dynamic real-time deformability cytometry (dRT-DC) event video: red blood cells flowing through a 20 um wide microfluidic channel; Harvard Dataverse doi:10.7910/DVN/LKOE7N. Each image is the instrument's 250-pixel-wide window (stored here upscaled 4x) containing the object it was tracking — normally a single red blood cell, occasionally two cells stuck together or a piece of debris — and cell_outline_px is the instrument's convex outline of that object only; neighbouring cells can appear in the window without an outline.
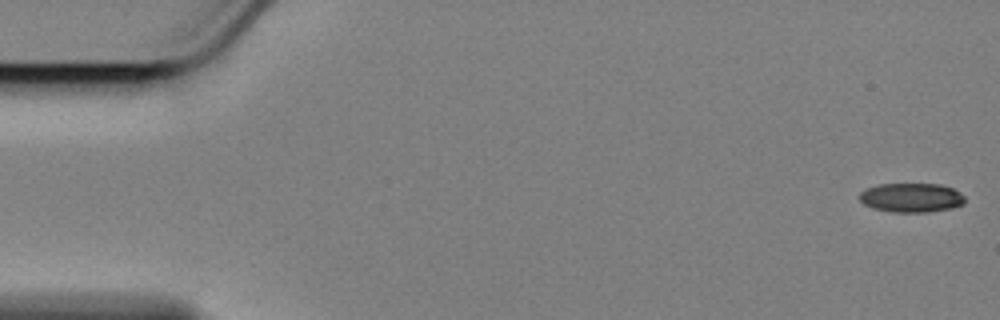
{"species": "Egyptian fruit bat (a non-hibernating species)", "species_latin": "Rousettus aegyptiacus", "temperature_condition": "cold", "stored_images_in_passage": 58, "camera_frame_rate_fps": 3000, "um_per_image_px": 0.085, "animal": {"sex": "female"}, "frame": {"image": 1, "passage_image": 1, "time_ms": 0.0, "image_size_px": [1000, 320], "cell_outline_px": [[964, 204], [952, 208], [928, 212], [892, 212], [872, 208], [864, 204], [860, 200], [860, 192], [868, 188], [880, 184], [940, 184], [952, 188], [960, 192], [964, 196]], "centroid_in_image_um": [77.48, 16.8], "position_along_channel_um": 7.5, "area_um2": 17.92}}
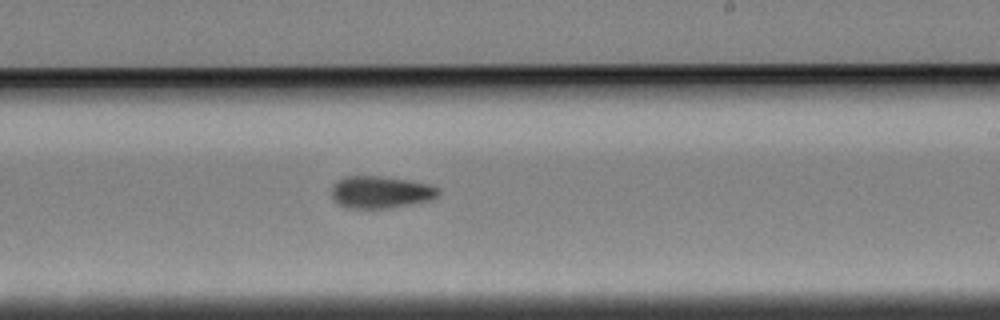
{"frame": {"image": 2, "passage_image": 34, "time_ms": 11.0, "image_size_px": [1000, 320], "cell_outline_px": [[440, 192], [436, 196], [428, 200], [412, 204], [388, 208], [348, 208], [332, 200], [332, 184], [348, 176], [376, 176], [404, 180], [428, 184], [440, 188]], "centroid_in_image_um": [32.33, 16.34], "position_along_channel_um": 256.7, "area_um2": 19.71}}
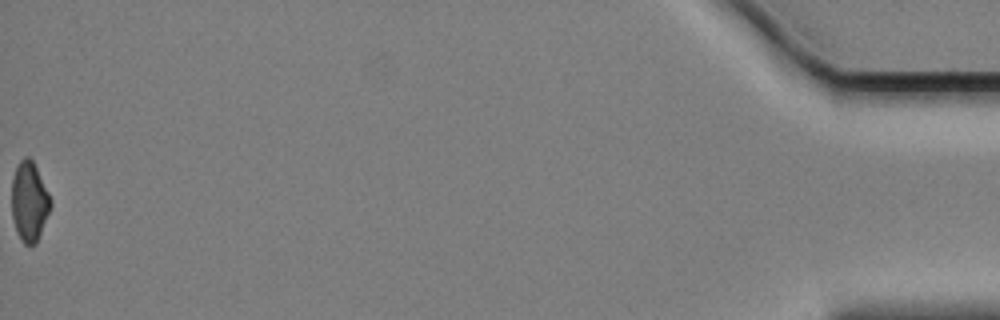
{"frame": {"image": 3, "passage_image": 58, "time_ms": 19.0, "image_size_px": [1000, 320], "cell_outline_px": [[52, 204], [36, 244], [28, 248], [20, 240], [16, 232], [12, 216], [12, 180], [16, 168], [20, 160], [24, 156], [28, 156], [32, 160], [52, 200]], "centroid_in_image_um": [2.48, 17.19], "position_along_channel_um": 432.7, "area_um2": 18.09}, "authors_computed_cell_mechanics": {"area_um2": 19.2763, "velocity_mm_per_s": 3.4463, "shape_relaxation_time_tau1_ms": null, "shape_relaxation_time_tau2_ms": 10.8077, "deformation_change_tau1": null, "deformation_change_tau2": 0.178}}